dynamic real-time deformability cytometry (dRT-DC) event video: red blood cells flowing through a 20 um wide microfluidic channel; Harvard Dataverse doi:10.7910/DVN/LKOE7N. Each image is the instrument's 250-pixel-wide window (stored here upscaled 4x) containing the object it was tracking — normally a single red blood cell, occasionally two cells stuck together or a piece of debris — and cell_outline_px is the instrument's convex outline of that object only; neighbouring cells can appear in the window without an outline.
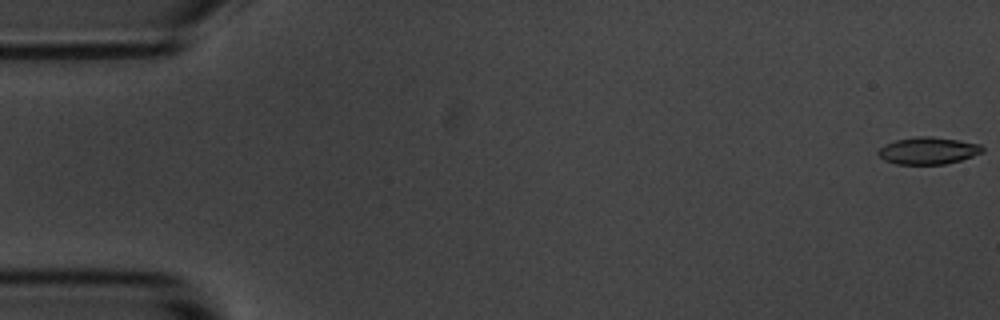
{"species": "common noctule bat (a hibernating species)", "species_latin": "Nyctalus noctula", "temperature_condition": "room temperature", "stored_images_in_passage": 53, "camera_frame_rate_fps": 3000, "um_per_image_px": 0.085, "animal": {"sex": "male", "body_mass_g": 20.1, "forearm_length_mm": 53.5}, "frame": {"image": 1, "passage_image": 1, "time_ms": 0.0, "image_size_px": [1000, 320], "cell_outline_px": [[984, 152], [960, 160], [944, 164], [896, 164], [884, 160], [876, 152], [884, 144], [896, 140], [916, 136], [932, 136], [960, 140], [980, 144], [984, 148]], "centroid_in_image_um": [78.89, 12.8], "position_along_channel_um": 6.1, "area_um2": 16.53}}
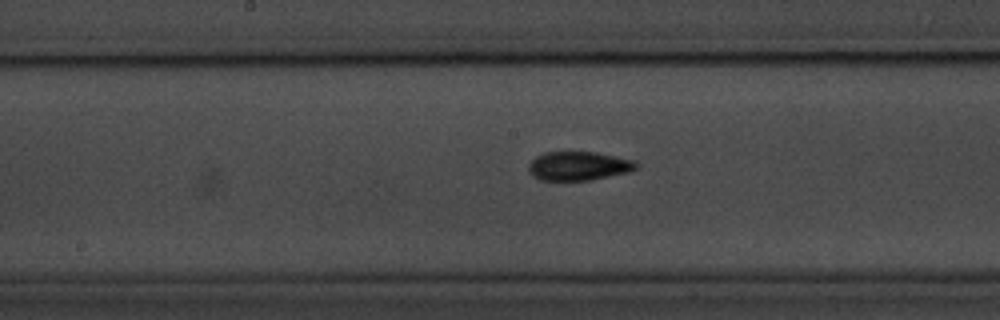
{"frame": {"image": 2, "passage_image": 28, "time_ms": 9.0, "image_size_px": [1000, 320], "cell_outline_px": [[636, 168], [628, 172], [588, 180], [540, 180], [532, 176], [528, 172], [528, 164], [536, 156], [544, 152], [568, 148], [596, 152], [636, 160]], "centroid_in_image_um": [49.11, 14.05], "position_along_channel_um": 199.1, "area_um2": 18.84}}
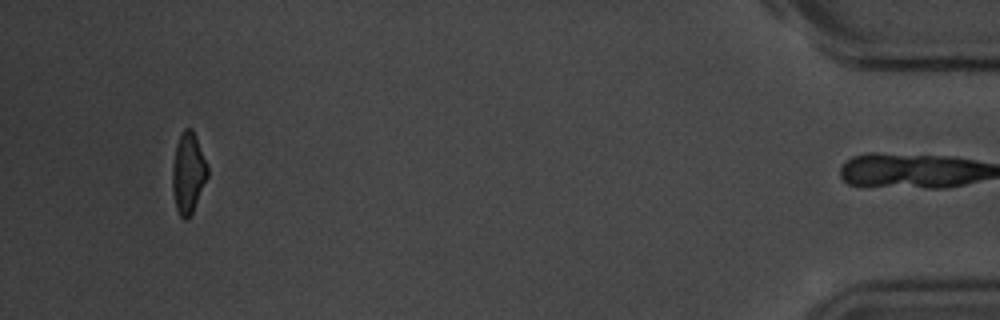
{"frame": {"image": 3, "passage_image": 52, "time_ms": 17.0, "image_size_px": [1000, 320], "cell_outline_px": [[208, 176], [192, 212], [188, 220], [184, 220], [180, 216], [176, 208], [172, 192], [172, 164], [176, 144], [184, 128], [192, 128], [208, 168]], "centroid_in_image_um": [15.97, 14.73], "position_along_channel_um": 419.2, "area_um2": 16.42}, "authors_computed_cell_mechanics": {"area_um2": 17.2822, "velocity_mm_per_s": 3.6994, "shape_relaxation_time_tau1_ms": 5.7586, "shape_relaxation_time_tau2_ms": 3.5303, "deformation_change_tau1": 0.1494, "deformation_change_tau2": 0.099}}